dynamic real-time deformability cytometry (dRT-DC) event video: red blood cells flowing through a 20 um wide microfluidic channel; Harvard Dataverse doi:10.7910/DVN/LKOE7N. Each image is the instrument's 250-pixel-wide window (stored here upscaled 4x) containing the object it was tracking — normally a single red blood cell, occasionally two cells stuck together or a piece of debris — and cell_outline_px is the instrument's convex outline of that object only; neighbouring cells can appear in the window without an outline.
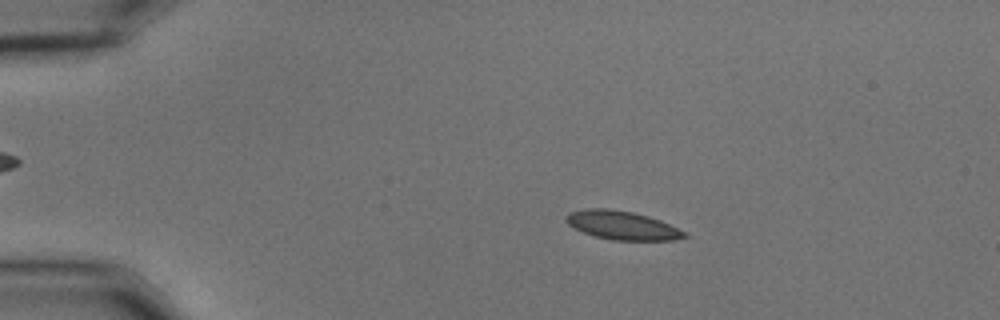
{"species": "common noctule bat (a hibernating species)", "species_latin": "Nyctalus noctula", "temperature_condition": "cold", "stored_images_in_passage": 55, "camera_frame_rate_fps": 3000, "um_per_image_px": 0.085, "animal": {"sex": "male", "body_mass_g": 15.6}, "frame": {"image": 1, "passage_image": 11, "time_ms": 3.333, "image_size_px": [1000, 320], "cell_outline_px": [[688, 236], [672, 240], [612, 240], [596, 236], [584, 232], [568, 224], [564, 220], [564, 216], [568, 212], [588, 208], [604, 208], [632, 212], [648, 216], [660, 220], [688, 232]], "centroid_in_image_um": [52.89, 19.15], "position_along_channel_um": 32.1, "area_um2": 19.71}}
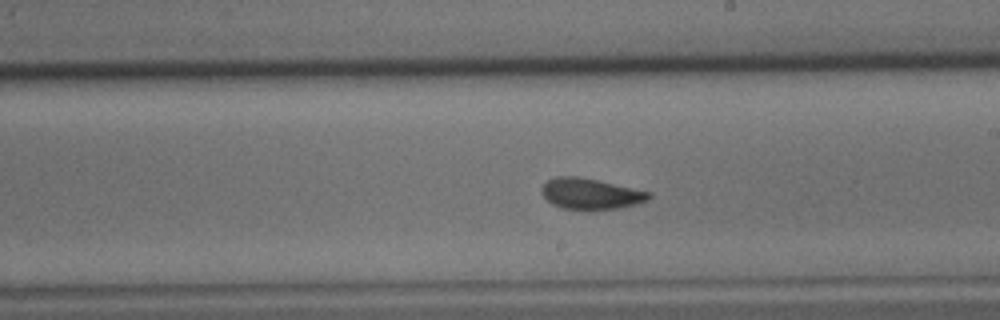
{"frame": {"image": 2, "passage_image": 33, "time_ms": 10.667, "image_size_px": [1000, 320], "cell_outline_px": [[652, 196], [648, 200], [636, 204], [620, 208], [564, 208], [552, 204], [540, 192], [540, 188], [548, 180], [556, 176], [576, 176], [596, 180], [652, 192]], "centroid_in_image_um": [50.21, 16.45], "position_along_channel_um": 238.8, "area_um2": 18.9}}
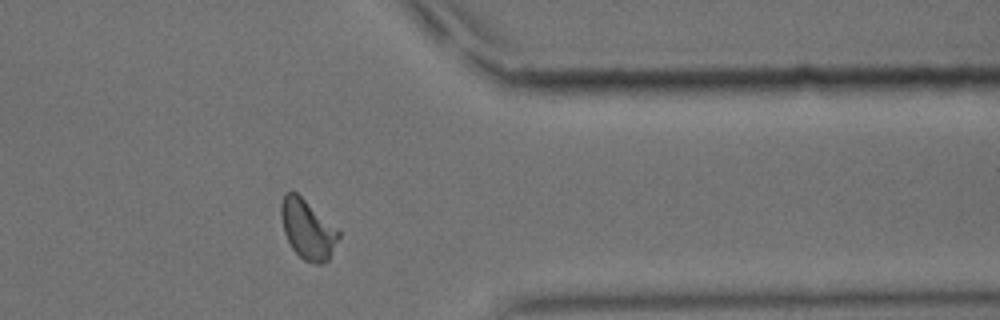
{"frame": {"image": 3, "passage_image": 46, "time_ms": 15.0, "image_size_px": [1000, 320], "cell_outline_px": [[340, 236], [328, 260], [320, 264], [316, 264], [304, 260], [292, 248], [284, 232], [280, 216], [280, 204], [284, 192], [296, 192], [340, 232]], "centroid_in_image_um": [26.11, 19.49], "position_along_channel_um": 385.3, "area_um2": 19.59}}